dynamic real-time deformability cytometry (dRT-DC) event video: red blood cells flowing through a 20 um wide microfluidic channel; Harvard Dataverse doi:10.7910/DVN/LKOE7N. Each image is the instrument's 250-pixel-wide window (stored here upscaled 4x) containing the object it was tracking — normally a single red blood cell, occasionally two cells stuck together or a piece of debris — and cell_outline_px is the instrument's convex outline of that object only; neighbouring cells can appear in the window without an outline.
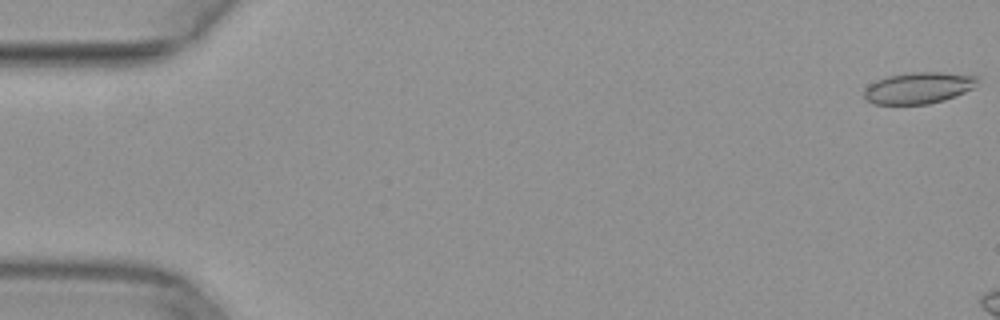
{"species": "common noctule bat (a hibernating species)", "species_latin": "Nyctalus noctula", "temperature_condition": "warm", "stored_images_in_passage": 11, "camera_frame_rate_fps": 3000, "um_per_image_px": 0.085, "animal": {"sex": "female", "body_mass_g": 29.2, "forearm_length_mm": 56.3}, "frame": {"image": 1, "passage_image": 1, "time_ms": 0.0, "image_size_px": [1000, 320], "cell_outline_px": [[980, 80], [972, 88], [956, 96], [944, 100], [928, 104], [872, 104], [864, 100], [864, 88], [868, 84], [876, 80], [888, 76], [912, 72], [940, 72], [980, 76]], "centroid_in_image_um": [78.05, 7.47], "position_along_channel_um": 6.9, "area_um2": 20.98}}